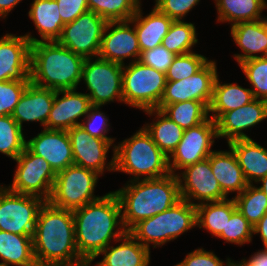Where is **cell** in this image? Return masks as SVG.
I'll use <instances>...</instances> for the list:
<instances>
[{"mask_svg": "<svg viewBox=\"0 0 267 266\" xmlns=\"http://www.w3.org/2000/svg\"><path fill=\"white\" fill-rule=\"evenodd\" d=\"M32 238L38 266H88L77 251L71 210L45 201L39 210Z\"/></svg>", "mask_w": 267, "mask_h": 266, "instance_id": "6da1fadb", "label": "cell"}, {"mask_svg": "<svg viewBox=\"0 0 267 266\" xmlns=\"http://www.w3.org/2000/svg\"><path fill=\"white\" fill-rule=\"evenodd\" d=\"M72 212L77 251L88 264L112 243L111 240L117 243L127 232L122 222L120 202L114 191Z\"/></svg>", "mask_w": 267, "mask_h": 266, "instance_id": "7a4b0ae2", "label": "cell"}, {"mask_svg": "<svg viewBox=\"0 0 267 266\" xmlns=\"http://www.w3.org/2000/svg\"><path fill=\"white\" fill-rule=\"evenodd\" d=\"M114 192L127 232L139 221L164 212L181 200L178 178L173 173L161 178L128 181Z\"/></svg>", "mask_w": 267, "mask_h": 266, "instance_id": "3957f363", "label": "cell"}, {"mask_svg": "<svg viewBox=\"0 0 267 266\" xmlns=\"http://www.w3.org/2000/svg\"><path fill=\"white\" fill-rule=\"evenodd\" d=\"M85 58L57 41L36 42L30 49V81L53 90L77 89Z\"/></svg>", "mask_w": 267, "mask_h": 266, "instance_id": "277c9868", "label": "cell"}, {"mask_svg": "<svg viewBox=\"0 0 267 266\" xmlns=\"http://www.w3.org/2000/svg\"><path fill=\"white\" fill-rule=\"evenodd\" d=\"M114 171L132 175L129 181L161 178L171 173L168 157L143 126L115 145Z\"/></svg>", "mask_w": 267, "mask_h": 266, "instance_id": "5b68a950", "label": "cell"}, {"mask_svg": "<svg viewBox=\"0 0 267 266\" xmlns=\"http://www.w3.org/2000/svg\"><path fill=\"white\" fill-rule=\"evenodd\" d=\"M193 227H197L196 205L181 199L164 212L139 221L128 232L150 250V244L161 247Z\"/></svg>", "mask_w": 267, "mask_h": 266, "instance_id": "8992f818", "label": "cell"}, {"mask_svg": "<svg viewBox=\"0 0 267 266\" xmlns=\"http://www.w3.org/2000/svg\"><path fill=\"white\" fill-rule=\"evenodd\" d=\"M166 85L164 72L139 60L123 65V101L140 110L157 109Z\"/></svg>", "mask_w": 267, "mask_h": 266, "instance_id": "52a82bcc", "label": "cell"}, {"mask_svg": "<svg viewBox=\"0 0 267 266\" xmlns=\"http://www.w3.org/2000/svg\"><path fill=\"white\" fill-rule=\"evenodd\" d=\"M99 175L78 165H70L57 173L49 202L58 208L75 210L97 200L95 195Z\"/></svg>", "mask_w": 267, "mask_h": 266, "instance_id": "ba28073f", "label": "cell"}, {"mask_svg": "<svg viewBox=\"0 0 267 266\" xmlns=\"http://www.w3.org/2000/svg\"><path fill=\"white\" fill-rule=\"evenodd\" d=\"M85 58L82 68L83 84L92 106H101L123 101L122 77L123 65L99 57Z\"/></svg>", "mask_w": 267, "mask_h": 266, "instance_id": "9c48e42d", "label": "cell"}, {"mask_svg": "<svg viewBox=\"0 0 267 266\" xmlns=\"http://www.w3.org/2000/svg\"><path fill=\"white\" fill-rule=\"evenodd\" d=\"M14 161L17 167L13 182L7 188L15 193L49 201L57 175L50 164L43 157L31 153L26 147Z\"/></svg>", "mask_w": 267, "mask_h": 266, "instance_id": "30bf717a", "label": "cell"}, {"mask_svg": "<svg viewBox=\"0 0 267 266\" xmlns=\"http://www.w3.org/2000/svg\"><path fill=\"white\" fill-rule=\"evenodd\" d=\"M44 200L19 194L0 185V230L19 235H33Z\"/></svg>", "mask_w": 267, "mask_h": 266, "instance_id": "8fae6325", "label": "cell"}, {"mask_svg": "<svg viewBox=\"0 0 267 266\" xmlns=\"http://www.w3.org/2000/svg\"><path fill=\"white\" fill-rule=\"evenodd\" d=\"M107 23L98 14L87 11L63 26L57 42L84 58L98 57Z\"/></svg>", "mask_w": 267, "mask_h": 266, "instance_id": "7c38bea8", "label": "cell"}, {"mask_svg": "<svg viewBox=\"0 0 267 266\" xmlns=\"http://www.w3.org/2000/svg\"><path fill=\"white\" fill-rule=\"evenodd\" d=\"M216 138V122L210 117L184 130L181 141L168 157L170 172L176 174V171L208 158L214 151L211 147Z\"/></svg>", "mask_w": 267, "mask_h": 266, "instance_id": "4fadbf2b", "label": "cell"}, {"mask_svg": "<svg viewBox=\"0 0 267 266\" xmlns=\"http://www.w3.org/2000/svg\"><path fill=\"white\" fill-rule=\"evenodd\" d=\"M217 76V63L215 60H210L192 76L178 81H166L164 93L157 109L161 110L167 104L188 100L203 102L209 108Z\"/></svg>", "mask_w": 267, "mask_h": 266, "instance_id": "5bb4252c", "label": "cell"}, {"mask_svg": "<svg viewBox=\"0 0 267 266\" xmlns=\"http://www.w3.org/2000/svg\"><path fill=\"white\" fill-rule=\"evenodd\" d=\"M176 172L179 182L180 197L192 205L220 201L227 198L215 178L208 158ZM197 200L198 202L194 203Z\"/></svg>", "mask_w": 267, "mask_h": 266, "instance_id": "9a60e30c", "label": "cell"}, {"mask_svg": "<svg viewBox=\"0 0 267 266\" xmlns=\"http://www.w3.org/2000/svg\"><path fill=\"white\" fill-rule=\"evenodd\" d=\"M67 132L71 141L75 165L91 169L99 175H103L105 170L114 172L115 145L110 139L91 137L81 126H75L68 129ZM111 147L113 156L107 163L106 158Z\"/></svg>", "mask_w": 267, "mask_h": 266, "instance_id": "2e32d148", "label": "cell"}, {"mask_svg": "<svg viewBox=\"0 0 267 266\" xmlns=\"http://www.w3.org/2000/svg\"><path fill=\"white\" fill-rule=\"evenodd\" d=\"M140 55L141 50L133 22L109 21L103 33L98 57L125 65L126 58H132L131 62H135L139 60Z\"/></svg>", "mask_w": 267, "mask_h": 266, "instance_id": "e0dca14e", "label": "cell"}, {"mask_svg": "<svg viewBox=\"0 0 267 266\" xmlns=\"http://www.w3.org/2000/svg\"><path fill=\"white\" fill-rule=\"evenodd\" d=\"M60 95H62L60 97ZM92 107L86 93L77 92L76 89L58 90L49 113L45 129L67 131L79 126L82 119ZM80 120V122H79Z\"/></svg>", "mask_w": 267, "mask_h": 266, "instance_id": "ac0fdd59", "label": "cell"}, {"mask_svg": "<svg viewBox=\"0 0 267 266\" xmlns=\"http://www.w3.org/2000/svg\"><path fill=\"white\" fill-rule=\"evenodd\" d=\"M26 141L25 147L43 157L57 174L74 164L73 151L67 131L45 129Z\"/></svg>", "mask_w": 267, "mask_h": 266, "instance_id": "d6986e66", "label": "cell"}, {"mask_svg": "<svg viewBox=\"0 0 267 266\" xmlns=\"http://www.w3.org/2000/svg\"><path fill=\"white\" fill-rule=\"evenodd\" d=\"M267 118V101L255 98L249 104L224 112L215 122L217 137L227 144L237 139H250L244 131ZM244 130V131H243Z\"/></svg>", "mask_w": 267, "mask_h": 266, "instance_id": "ffe728a7", "label": "cell"}, {"mask_svg": "<svg viewBox=\"0 0 267 266\" xmlns=\"http://www.w3.org/2000/svg\"><path fill=\"white\" fill-rule=\"evenodd\" d=\"M31 43L25 35L0 38V81L30 80Z\"/></svg>", "mask_w": 267, "mask_h": 266, "instance_id": "44dd1931", "label": "cell"}, {"mask_svg": "<svg viewBox=\"0 0 267 266\" xmlns=\"http://www.w3.org/2000/svg\"><path fill=\"white\" fill-rule=\"evenodd\" d=\"M56 90L30 82L15 106L12 117L23 129V122H40L45 127Z\"/></svg>", "mask_w": 267, "mask_h": 266, "instance_id": "7402d4cb", "label": "cell"}, {"mask_svg": "<svg viewBox=\"0 0 267 266\" xmlns=\"http://www.w3.org/2000/svg\"><path fill=\"white\" fill-rule=\"evenodd\" d=\"M230 27L233 41L243 52L234 54L238 64L253 58L267 57V17Z\"/></svg>", "mask_w": 267, "mask_h": 266, "instance_id": "603a6c76", "label": "cell"}, {"mask_svg": "<svg viewBox=\"0 0 267 266\" xmlns=\"http://www.w3.org/2000/svg\"><path fill=\"white\" fill-rule=\"evenodd\" d=\"M118 246L108 245L89 264L103 255V259L92 266H149L150 250L137 241L129 232H126L120 239Z\"/></svg>", "mask_w": 267, "mask_h": 266, "instance_id": "cb8c5ba5", "label": "cell"}, {"mask_svg": "<svg viewBox=\"0 0 267 266\" xmlns=\"http://www.w3.org/2000/svg\"><path fill=\"white\" fill-rule=\"evenodd\" d=\"M41 39L35 38L30 33L25 37L30 43L57 41L61 36L63 26L62 18L56 0H34L28 12Z\"/></svg>", "mask_w": 267, "mask_h": 266, "instance_id": "d4e9b609", "label": "cell"}, {"mask_svg": "<svg viewBox=\"0 0 267 266\" xmlns=\"http://www.w3.org/2000/svg\"><path fill=\"white\" fill-rule=\"evenodd\" d=\"M229 149L214 150L208 157L212 172L227 197L229 193L240 194L248 186L236 154L231 147Z\"/></svg>", "mask_w": 267, "mask_h": 266, "instance_id": "484cf974", "label": "cell"}, {"mask_svg": "<svg viewBox=\"0 0 267 266\" xmlns=\"http://www.w3.org/2000/svg\"><path fill=\"white\" fill-rule=\"evenodd\" d=\"M139 5L136 14L130 19L134 24L141 52L160 46L173 22L155 6L149 14L143 16Z\"/></svg>", "mask_w": 267, "mask_h": 266, "instance_id": "4316f807", "label": "cell"}, {"mask_svg": "<svg viewBox=\"0 0 267 266\" xmlns=\"http://www.w3.org/2000/svg\"><path fill=\"white\" fill-rule=\"evenodd\" d=\"M238 159L248 184H256L267 175V149L250 139H237L228 143ZM254 181V182H253Z\"/></svg>", "mask_w": 267, "mask_h": 266, "instance_id": "83f0119b", "label": "cell"}, {"mask_svg": "<svg viewBox=\"0 0 267 266\" xmlns=\"http://www.w3.org/2000/svg\"><path fill=\"white\" fill-rule=\"evenodd\" d=\"M218 77L214 83L213 98L209 106V117L214 121L224 112L242 107L255 99L250 88H243L237 83L222 84Z\"/></svg>", "mask_w": 267, "mask_h": 266, "instance_id": "f1b7e54d", "label": "cell"}, {"mask_svg": "<svg viewBox=\"0 0 267 266\" xmlns=\"http://www.w3.org/2000/svg\"><path fill=\"white\" fill-rule=\"evenodd\" d=\"M33 235L0 230V258L9 266H38L33 251Z\"/></svg>", "mask_w": 267, "mask_h": 266, "instance_id": "f546056e", "label": "cell"}, {"mask_svg": "<svg viewBox=\"0 0 267 266\" xmlns=\"http://www.w3.org/2000/svg\"><path fill=\"white\" fill-rule=\"evenodd\" d=\"M236 209L233 197L196 205L197 227L206 229L213 237H218L222 232H226L227 220Z\"/></svg>", "mask_w": 267, "mask_h": 266, "instance_id": "4dcf8cb0", "label": "cell"}, {"mask_svg": "<svg viewBox=\"0 0 267 266\" xmlns=\"http://www.w3.org/2000/svg\"><path fill=\"white\" fill-rule=\"evenodd\" d=\"M217 8V22H228L231 26L249 21H257L267 9L266 0H214Z\"/></svg>", "mask_w": 267, "mask_h": 266, "instance_id": "1f68e13d", "label": "cell"}, {"mask_svg": "<svg viewBox=\"0 0 267 266\" xmlns=\"http://www.w3.org/2000/svg\"><path fill=\"white\" fill-rule=\"evenodd\" d=\"M143 112L150 116L156 115L155 121L146 123L143 127L151 135L159 149L169 157L181 141L184 130L158 109H149Z\"/></svg>", "mask_w": 267, "mask_h": 266, "instance_id": "d6a6232c", "label": "cell"}, {"mask_svg": "<svg viewBox=\"0 0 267 266\" xmlns=\"http://www.w3.org/2000/svg\"><path fill=\"white\" fill-rule=\"evenodd\" d=\"M160 111L183 130L194 127L209 117V108L203 102L195 100L167 104Z\"/></svg>", "mask_w": 267, "mask_h": 266, "instance_id": "836d02e7", "label": "cell"}, {"mask_svg": "<svg viewBox=\"0 0 267 266\" xmlns=\"http://www.w3.org/2000/svg\"><path fill=\"white\" fill-rule=\"evenodd\" d=\"M198 42L194 23L184 20L173 21L161 45L175 55L194 52L192 47Z\"/></svg>", "mask_w": 267, "mask_h": 266, "instance_id": "e575fe53", "label": "cell"}, {"mask_svg": "<svg viewBox=\"0 0 267 266\" xmlns=\"http://www.w3.org/2000/svg\"><path fill=\"white\" fill-rule=\"evenodd\" d=\"M233 199L239 212L252 226H255L267 212V196L254 184H248Z\"/></svg>", "mask_w": 267, "mask_h": 266, "instance_id": "d590c367", "label": "cell"}, {"mask_svg": "<svg viewBox=\"0 0 267 266\" xmlns=\"http://www.w3.org/2000/svg\"><path fill=\"white\" fill-rule=\"evenodd\" d=\"M141 0H88L89 11L109 21H127L135 14Z\"/></svg>", "mask_w": 267, "mask_h": 266, "instance_id": "8d00e7d4", "label": "cell"}, {"mask_svg": "<svg viewBox=\"0 0 267 266\" xmlns=\"http://www.w3.org/2000/svg\"><path fill=\"white\" fill-rule=\"evenodd\" d=\"M23 129L11 115L0 116V153L15 160L24 150Z\"/></svg>", "mask_w": 267, "mask_h": 266, "instance_id": "74e56055", "label": "cell"}, {"mask_svg": "<svg viewBox=\"0 0 267 266\" xmlns=\"http://www.w3.org/2000/svg\"><path fill=\"white\" fill-rule=\"evenodd\" d=\"M245 74L254 98L267 101V57H258L239 63Z\"/></svg>", "mask_w": 267, "mask_h": 266, "instance_id": "f35d334b", "label": "cell"}, {"mask_svg": "<svg viewBox=\"0 0 267 266\" xmlns=\"http://www.w3.org/2000/svg\"><path fill=\"white\" fill-rule=\"evenodd\" d=\"M209 61L204 55L195 52L176 55L165 73L166 81H178L192 76L201 70Z\"/></svg>", "mask_w": 267, "mask_h": 266, "instance_id": "ab89813d", "label": "cell"}, {"mask_svg": "<svg viewBox=\"0 0 267 266\" xmlns=\"http://www.w3.org/2000/svg\"><path fill=\"white\" fill-rule=\"evenodd\" d=\"M253 226L248 220L236 209L229 220H227L226 232H222L218 238L225 243L244 245L252 242Z\"/></svg>", "mask_w": 267, "mask_h": 266, "instance_id": "60d3db41", "label": "cell"}, {"mask_svg": "<svg viewBox=\"0 0 267 266\" xmlns=\"http://www.w3.org/2000/svg\"><path fill=\"white\" fill-rule=\"evenodd\" d=\"M30 80L0 81V116L12 115Z\"/></svg>", "mask_w": 267, "mask_h": 266, "instance_id": "b9f144b4", "label": "cell"}, {"mask_svg": "<svg viewBox=\"0 0 267 266\" xmlns=\"http://www.w3.org/2000/svg\"><path fill=\"white\" fill-rule=\"evenodd\" d=\"M100 107L101 106H92L79 126L91 137L110 139L114 143L115 138L107 136L109 128H111L109 127V118L100 110Z\"/></svg>", "mask_w": 267, "mask_h": 266, "instance_id": "7bdbcfd3", "label": "cell"}, {"mask_svg": "<svg viewBox=\"0 0 267 266\" xmlns=\"http://www.w3.org/2000/svg\"><path fill=\"white\" fill-rule=\"evenodd\" d=\"M175 56V54L160 45L153 49L142 51L139 61L149 67L166 73Z\"/></svg>", "mask_w": 267, "mask_h": 266, "instance_id": "ee69618b", "label": "cell"}, {"mask_svg": "<svg viewBox=\"0 0 267 266\" xmlns=\"http://www.w3.org/2000/svg\"><path fill=\"white\" fill-rule=\"evenodd\" d=\"M155 7L173 21L183 20L200 0H155Z\"/></svg>", "mask_w": 267, "mask_h": 266, "instance_id": "f6af8a7d", "label": "cell"}, {"mask_svg": "<svg viewBox=\"0 0 267 266\" xmlns=\"http://www.w3.org/2000/svg\"><path fill=\"white\" fill-rule=\"evenodd\" d=\"M226 264L213 251H206L203 248L195 249L187 253L184 260L174 266H229L233 261L227 258Z\"/></svg>", "mask_w": 267, "mask_h": 266, "instance_id": "bcb514c9", "label": "cell"}, {"mask_svg": "<svg viewBox=\"0 0 267 266\" xmlns=\"http://www.w3.org/2000/svg\"><path fill=\"white\" fill-rule=\"evenodd\" d=\"M56 2L64 24L74 21L81 14L89 11L88 0H56Z\"/></svg>", "mask_w": 267, "mask_h": 266, "instance_id": "7dc6e473", "label": "cell"}, {"mask_svg": "<svg viewBox=\"0 0 267 266\" xmlns=\"http://www.w3.org/2000/svg\"><path fill=\"white\" fill-rule=\"evenodd\" d=\"M237 263L240 266H267V248L258 250L249 259L243 258Z\"/></svg>", "mask_w": 267, "mask_h": 266, "instance_id": "c3c4849f", "label": "cell"}, {"mask_svg": "<svg viewBox=\"0 0 267 266\" xmlns=\"http://www.w3.org/2000/svg\"><path fill=\"white\" fill-rule=\"evenodd\" d=\"M255 234H260L263 246L264 248H267V212L259 222L253 226V235Z\"/></svg>", "mask_w": 267, "mask_h": 266, "instance_id": "681fc988", "label": "cell"}, {"mask_svg": "<svg viewBox=\"0 0 267 266\" xmlns=\"http://www.w3.org/2000/svg\"><path fill=\"white\" fill-rule=\"evenodd\" d=\"M22 0H0V18H6Z\"/></svg>", "mask_w": 267, "mask_h": 266, "instance_id": "f907efd6", "label": "cell"}, {"mask_svg": "<svg viewBox=\"0 0 267 266\" xmlns=\"http://www.w3.org/2000/svg\"><path fill=\"white\" fill-rule=\"evenodd\" d=\"M260 182L262 183L261 186H259V188L265 193V195L267 196V175L260 179L256 184H260Z\"/></svg>", "mask_w": 267, "mask_h": 266, "instance_id": "816d5d0a", "label": "cell"}, {"mask_svg": "<svg viewBox=\"0 0 267 266\" xmlns=\"http://www.w3.org/2000/svg\"><path fill=\"white\" fill-rule=\"evenodd\" d=\"M229 266H240L236 261L234 262V260L230 263Z\"/></svg>", "mask_w": 267, "mask_h": 266, "instance_id": "f5cc1de1", "label": "cell"}, {"mask_svg": "<svg viewBox=\"0 0 267 266\" xmlns=\"http://www.w3.org/2000/svg\"><path fill=\"white\" fill-rule=\"evenodd\" d=\"M0 266H9V265H6V264H2V263H0Z\"/></svg>", "mask_w": 267, "mask_h": 266, "instance_id": "db71d44e", "label": "cell"}]
</instances>
